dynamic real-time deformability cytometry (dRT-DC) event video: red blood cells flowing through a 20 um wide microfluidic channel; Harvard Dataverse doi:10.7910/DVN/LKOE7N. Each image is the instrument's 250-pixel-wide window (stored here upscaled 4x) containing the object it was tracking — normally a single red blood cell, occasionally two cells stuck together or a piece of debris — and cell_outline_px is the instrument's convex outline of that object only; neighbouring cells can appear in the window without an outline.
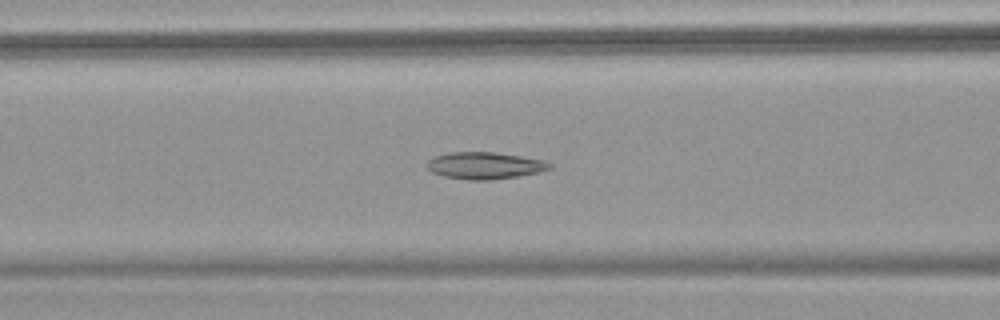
{"species": "common noctule bat (a hibernating species)", "species_latin": "Nyctalus noctula", "temperature_condition": "warm", "stored_images_in_passage": 54, "camera_frame_rate_fps": 3000, "um_per_image_px": 0.085, "animal": {"sex": "female", "body_mass_g": 18.4}, "frame": {"image": 1, "passage_image": 23, "time_ms": 7.333, "image_size_px": [1000, 320], "cell_outline_px": [[552, 168], [536, 172], [516, 176], [492, 180], [468, 180], [444, 176], [432, 172], [428, 168], [428, 160], [436, 156], [452, 152], [492, 152], [520, 156], [540, 160], [552, 164]], "centroid_in_image_um": [41.18, 14.07], "position_along_channel_um": 125.4, "area_um2": 18.84}}
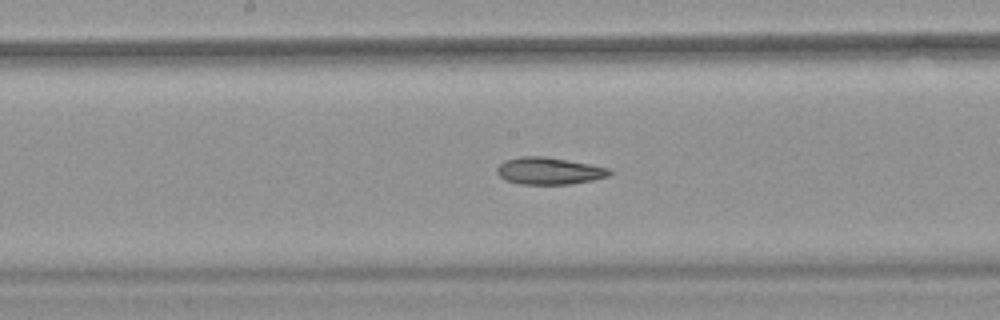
{"frame": {"image": 2, "passage_image": 29, "time_ms": 9.333, "image_size_px": [1000, 320], "cell_outline_px": [[612, 172], [608, 176], [592, 180], [572, 184], [520, 184], [504, 180], [496, 172], [496, 168], [504, 160], [520, 156], [544, 156], [612, 168]], "centroid_in_image_um": [46.66, 14.52], "position_along_channel_um": 201.5, "area_um2": 17.86}}
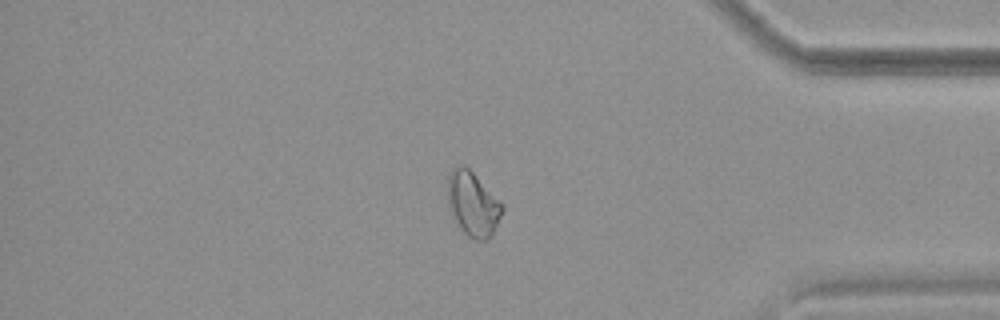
{"frame": {"image": 3, "passage_image": 46, "time_ms": 15.0, "image_size_px": [1000, 320], "cell_outline_px": [[504, 208], [492, 236], [488, 240], [476, 240], [468, 236], [460, 228], [448, 204], [448, 172], [456, 168], [468, 168], [504, 204]], "centroid_in_image_um": [40.23, 17.38], "position_along_channel_um": 395.0, "area_um2": 20.06}, "authors_computed_cell_mechanics": {"area_um2": 20.9236, "velocity_mm_per_s": 3.8164, "shape_relaxation_time_tau1_ms": null, "shape_relaxation_time_tau2_ms": 10.5619, "deformation_change_tau1": null, "deformation_change_tau2": 0.1696}}